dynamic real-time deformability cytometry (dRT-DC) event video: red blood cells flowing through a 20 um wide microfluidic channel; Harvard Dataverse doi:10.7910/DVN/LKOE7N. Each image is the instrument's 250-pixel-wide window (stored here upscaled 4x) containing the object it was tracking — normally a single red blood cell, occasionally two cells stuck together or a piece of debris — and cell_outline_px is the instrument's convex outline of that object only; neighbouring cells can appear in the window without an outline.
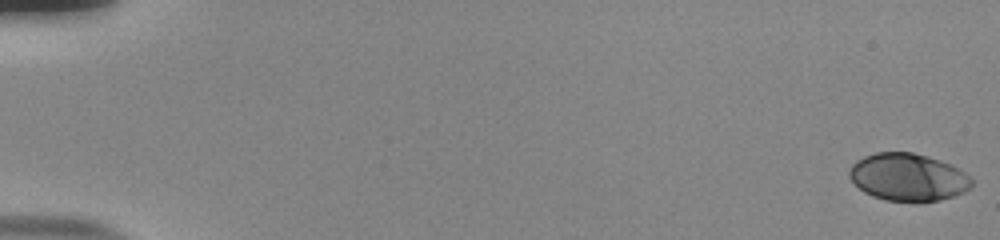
{"species": "human", "species_latin": "Homo sapiens", "temperature_condition": "room temperature", "stored_images_in_passage": 56, "camera_frame_rate_fps": 3000, "um_per_image_px": 0.085, "donor": {"sex": "male"}, "frame": {"image": 1, "passage_image": 1, "time_ms": 0.0, "image_size_px": [1000, 240], "cell_outline_px": [[972, 188], [964, 192], [940, 200], [916, 204], [912, 204], [884, 200], [872, 196], [864, 192], [848, 176], [848, 172], [852, 164], [856, 160], [864, 156], [876, 152], [912, 152], [940, 160], [972, 176]], "centroid_in_image_um": [77.18, 15.1], "position_along_channel_um": 7.8, "area_um2": 34.45}}
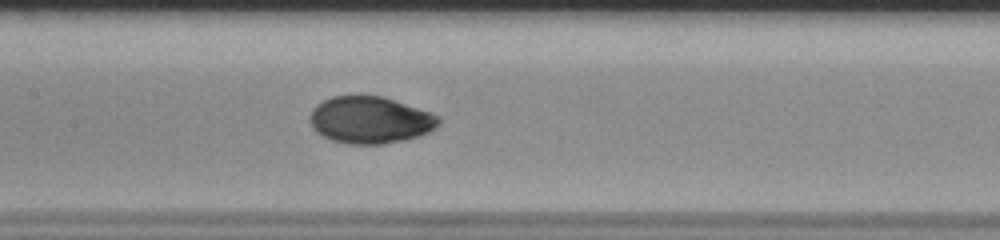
{"frame": {"image": 2, "passage_image": 29, "time_ms": 9.333, "image_size_px": [1000, 240], "cell_outline_px": [[440, 124], [436, 128], [420, 136], [404, 140], [384, 144], [348, 144], [332, 140], [316, 132], [312, 128], [312, 108], [316, 104], [332, 96], [384, 96], [432, 112], [440, 116]], "centroid_in_image_um": [31.52, 10.2], "position_along_channel_um": 175.9, "area_um2": 35.37}}
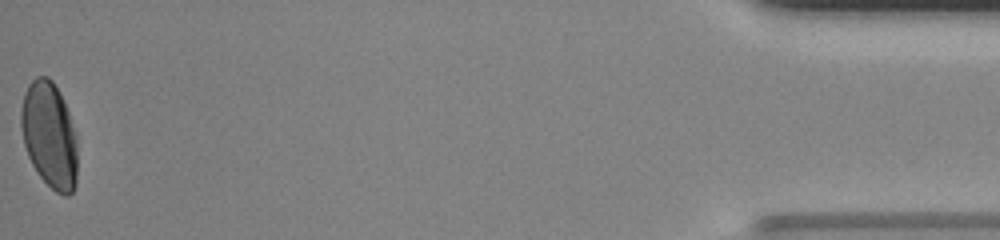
{"frame": {"image": 3, "passage_image": 56, "time_ms": 18.333, "image_size_px": [1000, 240], "cell_outline_px": [[76, 184], [72, 192], [68, 196], [64, 196], [56, 192], [40, 176], [32, 164], [28, 156], [24, 144], [20, 124], [20, 112], [24, 92], [28, 84], [36, 76], [48, 76], [52, 80], [68, 112], [76, 136]], "centroid_in_image_um": [4.17, 11.48], "position_along_channel_um": 431.0, "area_um2": 34.62}, "authors_computed_cell_mechanics": {"area_um2": 34.5933, "velocity_mm_per_s": 3.7899, "shape_relaxation_time_tau1_ms": 4.1634, "shape_relaxation_time_tau2_ms": null, "deformation_change_tau1": 0.1527, "deformation_change_tau2": null}}